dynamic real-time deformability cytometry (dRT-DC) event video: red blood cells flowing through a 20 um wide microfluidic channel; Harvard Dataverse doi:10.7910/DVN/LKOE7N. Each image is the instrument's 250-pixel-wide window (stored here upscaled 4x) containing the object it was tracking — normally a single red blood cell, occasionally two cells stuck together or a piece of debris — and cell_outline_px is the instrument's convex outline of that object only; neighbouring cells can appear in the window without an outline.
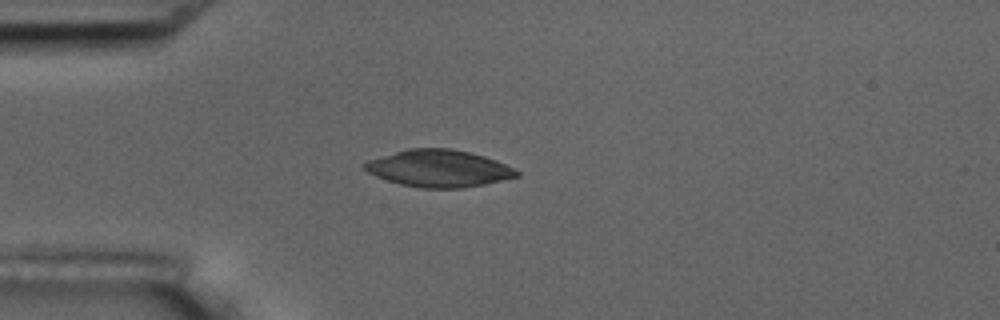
{"species": "common noctule bat (a hibernating species)", "species_latin": "Nyctalus noctula", "temperature_condition": "room temperature", "stored_images_in_passage": 4, "camera_frame_rate_fps": 3000, "um_per_image_px": 0.085, "animal": {"sex": "male", "body_mass_g": 17.5, "forearm_length_mm": 52.3}, "frame": {"image": 1, "passage_image": 4, "time_ms": 3.333, "image_size_px": [1000, 320], "cell_outline_px": [[520, 176], [484, 184], [460, 188], [420, 188], [400, 184], [376, 176], [368, 172], [360, 164], [368, 160], [380, 156], [408, 148], [452, 148], [484, 156], [496, 160], [520, 172]], "centroid_in_image_um": [37.27, 14.31], "position_along_channel_um": 47.7, "area_um2": 32.77}}